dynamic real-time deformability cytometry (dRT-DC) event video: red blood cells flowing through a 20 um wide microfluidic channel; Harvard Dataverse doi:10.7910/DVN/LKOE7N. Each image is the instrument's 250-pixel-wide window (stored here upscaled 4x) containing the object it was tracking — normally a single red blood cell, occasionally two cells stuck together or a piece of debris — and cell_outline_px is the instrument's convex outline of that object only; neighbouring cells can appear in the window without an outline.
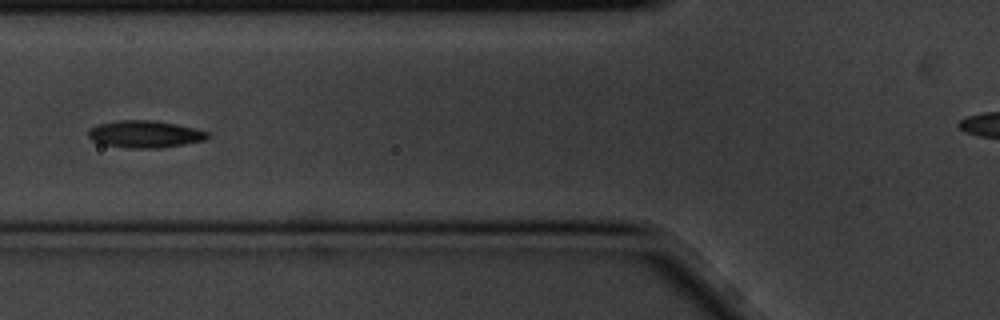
{"species": "common noctule bat (a hibernating species)", "species_latin": "Nyctalus noctula", "temperature_condition": "cold", "stored_images_in_passage": 13, "camera_frame_rate_fps": 3000, "um_per_image_px": 0.085, "animal": {"sex": "male", "body_mass_g": 20.1, "forearm_length_mm": 53.5}, "frame": {"image": 1, "passage_image": 3, "time_ms": 0.667, "image_size_px": [1000, 320], "cell_outline_px": [[208, 136], [204, 140], [184, 144], [160, 148], [128, 148], [104, 144], [92, 140], [88, 136], [88, 132], [92, 128], [100, 124], [116, 120], [152, 120], [176, 124], [208, 132]], "centroid_in_image_um": [12.3, 11.4], "position_along_channel_um": 113.5, "area_um2": 18.55}}
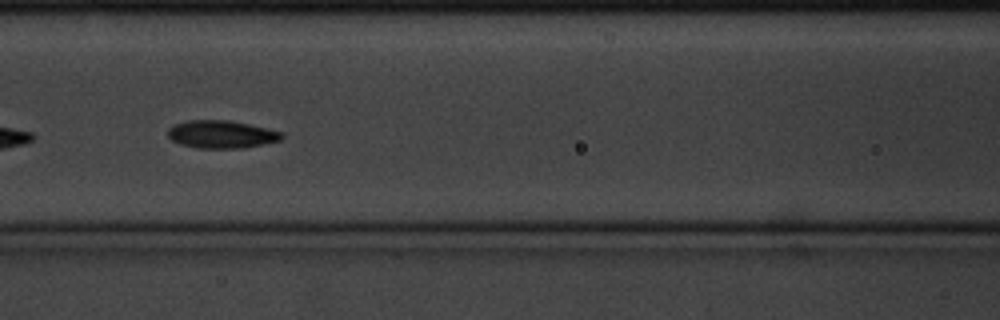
{"frame": {"image": 2, "passage_image": 4, "time_ms": 1.0, "image_size_px": [1000, 320], "cell_outline_px": [[284, 136], [280, 140], [264, 144], [244, 148], [196, 148], [180, 144], [172, 140], [168, 136], [168, 128], [172, 124], [188, 120], [228, 120], [248, 124], [284, 132]], "centroid_in_image_um": [18.81, 11.42], "position_along_channel_um": 147.8, "area_um2": 18.55}}